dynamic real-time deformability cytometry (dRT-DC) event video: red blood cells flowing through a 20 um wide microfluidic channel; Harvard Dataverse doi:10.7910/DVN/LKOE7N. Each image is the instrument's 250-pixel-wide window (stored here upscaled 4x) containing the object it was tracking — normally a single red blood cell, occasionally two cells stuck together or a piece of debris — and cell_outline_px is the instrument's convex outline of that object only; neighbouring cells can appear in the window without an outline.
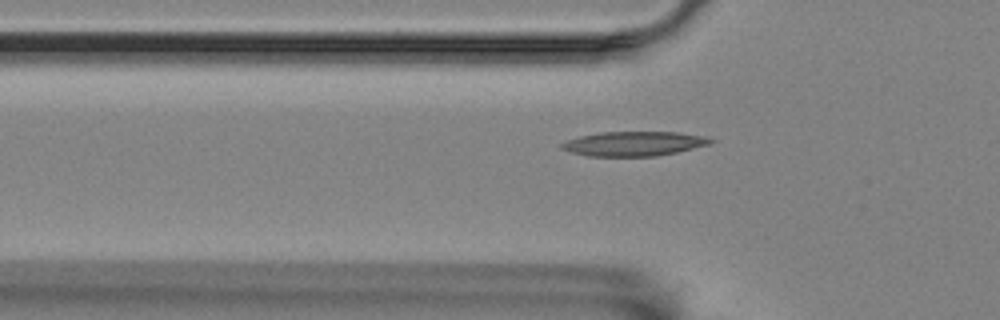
{"species": "Egyptian fruit bat (a non-hibernating species)", "species_latin": "Rousettus aegyptiacus", "temperature_condition": "room temperature", "stored_images_in_passage": 43, "camera_frame_rate_fps": 3000, "um_per_image_px": 0.085, "animal": {"sex": "female"}, "frame": {"image": 1, "passage_image": 8, "time_ms": 2.333, "image_size_px": [1000, 320], "cell_outline_px": [[716, 140], [708, 144], [676, 152], [656, 156], [588, 156], [572, 152], [560, 148], [560, 144], [568, 140], [580, 136], [600, 132], [676, 132], [708, 136]], "centroid_in_image_um": [53.89, 12.21], "position_along_channel_um": 71.9, "area_um2": 21.15}}
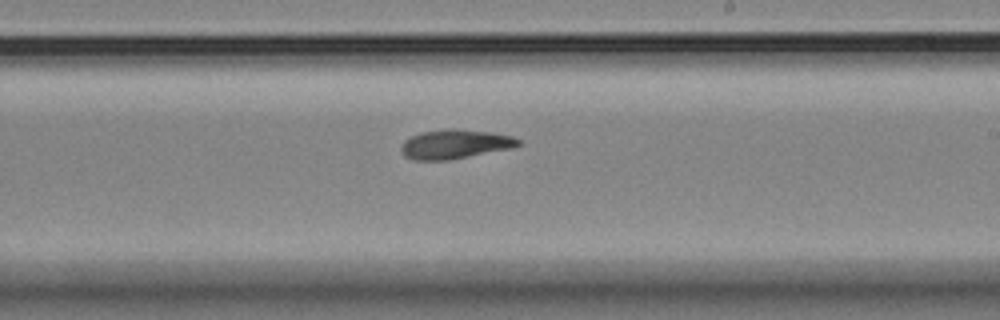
{"frame": {"image": 2, "passage_image": 23, "time_ms": 7.333, "image_size_px": [1000, 320], "cell_outline_px": [[524, 144], [512, 148], [448, 160], [412, 160], [404, 156], [400, 152], [400, 144], [404, 140], [420, 132], [448, 128], [492, 132], [512, 136], [520, 140]], "centroid_in_image_um": [38.65, 12.25], "position_along_channel_um": 250.3, "area_um2": 20.17}}
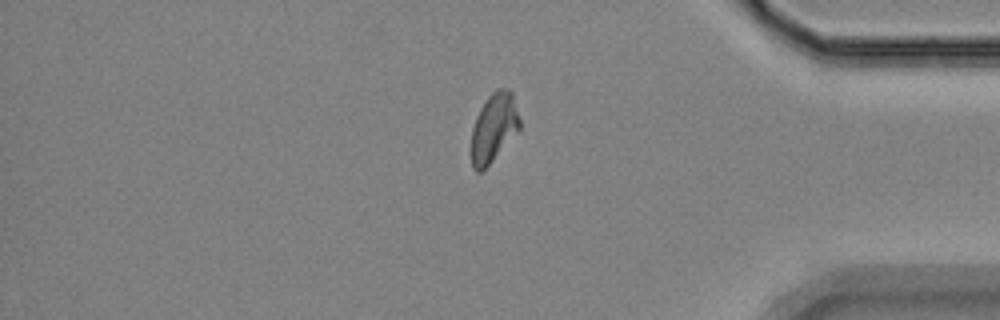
{"frame": {"image": 3, "passage_image": 37, "time_ms": 12.0, "image_size_px": [1000, 320], "cell_outline_px": [[520, 128], [492, 160], [480, 172], [476, 172], [472, 168], [472, 128], [476, 116], [480, 108], [488, 96], [496, 88], [508, 88], [512, 92], [520, 120]], "centroid_in_image_um": [41.97, 10.8], "position_along_channel_um": 393.2, "area_um2": 19.07}, "authors_computed_cell_mechanics": {"area_um2": 19.7676, "velocity_mm_per_s": 3.5491, "shape_relaxation_time_tau1_ms": 7.0218, "shape_relaxation_time_tau2_ms": 5.7533, "deformation_change_tau1": 0.1724, "deformation_change_tau2": 0.1143}}